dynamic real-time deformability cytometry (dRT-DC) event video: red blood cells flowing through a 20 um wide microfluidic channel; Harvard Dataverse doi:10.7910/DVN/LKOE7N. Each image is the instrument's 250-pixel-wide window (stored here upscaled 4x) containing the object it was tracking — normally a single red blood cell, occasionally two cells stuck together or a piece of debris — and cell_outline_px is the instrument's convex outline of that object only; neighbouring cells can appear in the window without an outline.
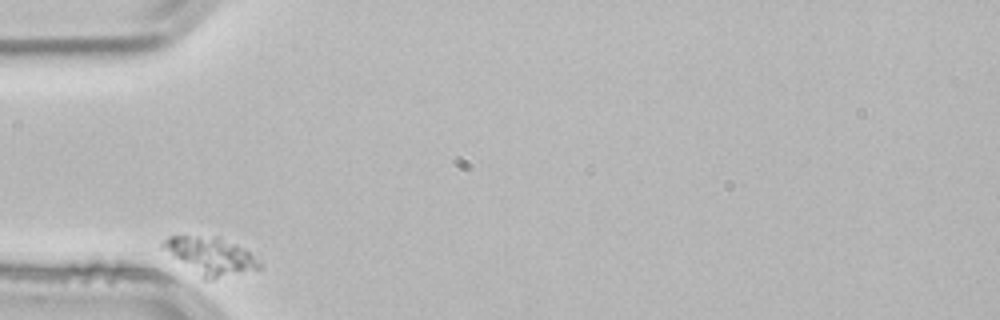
{"species": "common noctule bat (a hibernating species)", "species_latin": "Nyctalus noctula", "temperature_condition": "room temperature", "stored_images_in_passage": 31, "camera_frame_rate_fps": 3000, "um_per_image_px": 0.085, "animal": {"sex": "male", "body_mass_g": 21.5, "forearm_length_mm": 52.0}, "frame": {"image": 1, "passage_image": 1, "time_ms": 0.0, "image_size_px": [1000, 320], "cell_outline_px": [[264, 268], [212, 280], [204, 280], [160, 248], [160, 244], [168, 236], [216, 236], [236, 244], [244, 248], [260, 260], [264, 264]], "centroid_in_image_um": [17.92, 21.77], "position_along_channel_um": 67.1, "area_um2": 21.5}}
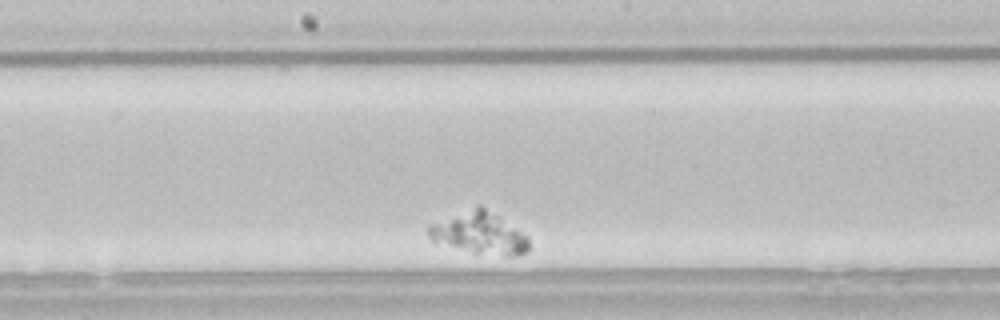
{"frame": {"image": 2, "passage_image": 16, "time_ms": 5.0, "image_size_px": [1000, 320], "cell_outline_px": [[528, 252], [520, 256], [504, 256], [472, 252], [436, 244], [428, 236], [428, 224], [476, 204], [480, 204], [528, 236]], "centroid_in_image_um": [40.7, 19.81], "position_along_channel_um": 207.5, "area_um2": 24.97}}
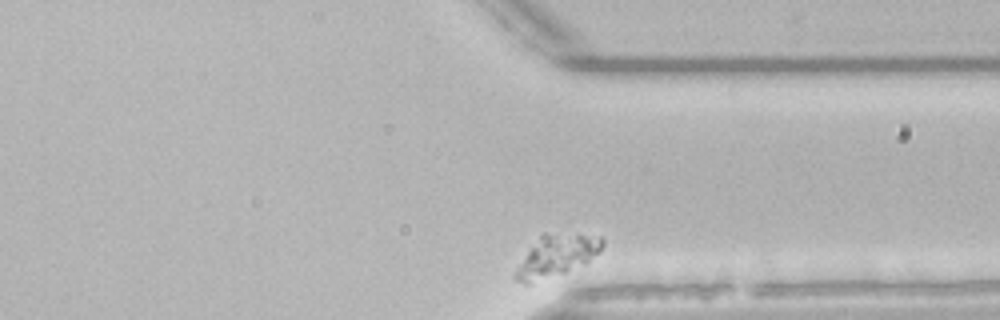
{"frame": {"image": 3, "passage_image": 31, "time_ms": 10.0, "image_size_px": [1000, 320], "cell_outline_px": [[604, 244], [600, 252], [584, 264], [564, 272], [528, 284], [524, 284], [516, 280], [512, 276], [512, 272], [540, 236], [544, 232], [600, 236], [604, 240]], "centroid_in_image_um": [47.29, 21.74], "position_along_channel_um": 364.1, "area_um2": 20.87}}